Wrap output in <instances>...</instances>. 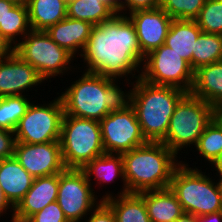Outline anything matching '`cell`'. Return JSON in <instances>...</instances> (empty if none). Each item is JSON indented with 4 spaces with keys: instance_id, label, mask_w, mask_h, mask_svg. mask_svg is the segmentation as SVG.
<instances>
[{
    "instance_id": "23",
    "label": "cell",
    "mask_w": 222,
    "mask_h": 222,
    "mask_svg": "<svg viewBox=\"0 0 222 222\" xmlns=\"http://www.w3.org/2000/svg\"><path fill=\"white\" fill-rule=\"evenodd\" d=\"M202 30L195 20L173 19L164 44L173 49L192 68V53L194 52L195 41Z\"/></svg>"
},
{
    "instance_id": "32",
    "label": "cell",
    "mask_w": 222,
    "mask_h": 222,
    "mask_svg": "<svg viewBox=\"0 0 222 222\" xmlns=\"http://www.w3.org/2000/svg\"><path fill=\"white\" fill-rule=\"evenodd\" d=\"M26 222H69L64 212L54 201L45 206L41 211L32 215Z\"/></svg>"
},
{
    "instance_id": "24",
    "label": "cell",
    "mask_w": 222,
    "mask_h": 222,
    "mask_svg": "<svg viewBox=\"0 0 222 222\" xmlns=\"http://www.w3.org/2000/svg\"><path fill=\"white\" fill-rule=\"evenodd\" d=\"M29 23L32 30L46 31L67 17V0H30Z\"/></svg>"
},
{
    "instance_id": "38",
    "label": "cell",
    "mask_w": 222,
    "mask_h": 222,
    "mask_svg": "<svg viewBox=\"0 0 222 222\" xmlns=\"http://www.w3.org/2000/svg\"><path fill=\"white\" fill-rule=\"evenodd\" d=\"M14 52V47L11 43L0 33V60L10 56Z\"/></svg>"
},
{
    "instance_id": "40",
    "label": "cell",
    "mask_w": 222,
    "mask_h": 222,
    "mask_svg": "<svg viewBox=\"0 0 222 222\" xmlns=\"http://www.w3.org/2000/svg\"><path fill=\"white\" fill-rule=\"evenodd\" d=\"M197 222H222V211L203 216H197Z\"/></svg>"
},
{
    "instance_id": "31",
    "label": "cell",
    "mask_w": 222,
    "mask_h": 222,
    "mask_svg": "<svg viewBox=\"0 0 222 222\" xmlns=\"http://www.w3.org/2000/svg\"><path fill=\"white\" fill-rule=\"evenodd\" d=\"M206 0H161L162 8L172 19L195 20Z\"/></svg>"
},
{
    "instance_id": "34",
    "label": "cell",
    "mask_w": 222,
    "mask_h": 222,
    "mask_svg": "<svg viewBox=\"0 0 222 222\" xmlns=\"http://www.w3.org/2000/svg\"><path fill=\"white\" fill-rule=\"evenodd\" d=\"M15 143L14 132L0 129V160L14 156Z\"/></svg>"
},
{
    "instance_id": "33",
    "label": "cell",
    "mask_w": 222,
    "mask_h": 222,
    "mask_svg": "<svg viewBox=\"0 0 222 222\" xmlns=\"http://www.w3.org/2000/svg\"><path fill=\"white\" fill-rule=\"evenodd\" d=\"M88 216H86L83 221L85 220V222H116V218L112 209L104 201H101L92 210V212L89 213Z\"/></svg>"
},
{
    "instance_id": "30",
    "label": "cell",
    "mask_w": 222,
    "mask_h": 222,
    "mask_svg": "<svg viewBox=\"0 0 222 222\" xmlns=\"http://www.w3.org/2000/svg\"><path fill=\"white\" fill-rule=\"evenodd\" d=\"M195 21L202 32L222 35V0H206Z\"/></svg>"
},
{
    "instance_id": "1",
    "label": "cell",
    "mask_w": 222,
    "mask_h": 222,
    "mask_svg": "<svg viewBox=\"0 0 222 222\" xmlns=\"http://www.w3.org/2000/svg\"><path fill=\"white\" fill-rule=\"evenodd\" d=\"M79 58L87 65L84 71L113 80L125 78L129 86L134 83L131 79L140 77L145 55L130 18L116 14L111 20L93 26Z\"/></svg>"
},
{
    "instance_id": "5",
    "label": "cell",
    "mask_w": 222,
    "mask_h": 222,
    "mask_svg": "<svg viewBox=\"0 0 222 222\" xmlns=\"http://www.w3.org/2000/svg\"><path fill=\"white\" fill-rule=\"evenodd\" d=\"M206 174V171L202 172L195 166L192 168L185 161L175 168L169 187L184 213L203 216L222 211V193L218 182Z\"/></svg>"
},
{
    "instance_id": "46",
    "label": "cell",
    "mask_w": 222,
    "mask_h": 222,
    "mask_svg": "<svg viewBox=\"0 0 222 222\" xmlns=\"http://www.w3.org/2000/svg\"><path fill=\"white\" fill-rule=\"evenodd\" d=\"M100 1H102V2H104V3H108V4H109V0H100Z\"/></svg>"
},
{
    "instance_id": "21",
    "label": "cell",
    "mask_w": 222,
    "mask_h": 222,
    "mask_svg": "<svg viewBox=\"0 0 222 222\" xmlns=\"http://www.w3.org/2000/svg\"><path fill=\"white\" fill-rule=\"evenodd\" d=\"M138 194L144 199L151 222H174L184 213L170 187Z\"/></svg>"
},
{
    "instance_id": "6",
    "label": "cell",
    "mask_w": 222,
    "mask_h": 222,
    "mask_svg": "<svg viewBox=\"0 0 222 222\" xmlns=\"http://www.w3.org/2000/svg\"><path fill=\"white\" fill-rule=\"evenodd\" d=\"M59 142L65 168L82 169L105 153L100 122L96 120L64 114Z\"/></svg>"
},
{
    "instance_id": "20",
    "label": "cell",
    "mask_w": 222,
    "mask_h": 222,
    "mask_svg": "<svg viewBox=\"0 0 222 222\" xmlns=\"http://www.w3.org/2000/svg\"><path fill=\"white\" fill-rule=\"evenodd\" d=\"M82 170L86 174L87 180L91 186L95 183L96 185L98 184L99 187L104 186L102 184L108 185L111 182L115 183V178L117 180V178L120 177L123 182V187L122 189L120 188L121 191L117 193V196L128 193L124 178L123 158L121 154L104 153L103 155H100L88 162ZM92 178L95 179L94 181L96 182H91L93 181Z\"/></svg>"
},
{
    "instance_id": "15",
    "label": "cell",
    "mask_w": 222,
    "mask_h": 222,
    "mask_svg": "<svg viewBox=\"0 0 222 222\" xmlns=\"http://www.w3.org/2000/svg\"><path fill=\"white\" fill-rule=\"evenodd\" d=\"M127 16L135 26L138 43L145 56L164 44L173 19L162 8L137 10Z\"/></svg>"
},
{
    "instance_id": "13",
    "label": "cell",
    "mask_w": 222,
    "mask_h": 222,
    "mask_svg": "<svg viewBox=\"0 0 222 222\" xmlns=\"http://www.w3.org/2000/svg\"><path fill=\"white\" fill-rule=\"evenodd\" d=\"M13 157L34 178L59 174L65 169L59 141L41 144L16 142Z\"/></svg>"
},
{
    "instance_id": "44",
    "label": "cell",
    "mask_w": 222,
    "mask_h": 222,
    "mask_svg": "<svg viewBox=\"0 0 222 222\" xmlns=\"http://www.w3.org/2000/svg\"><path fill=\"white\" fill-rule=\"evenodd\" d=\"M11 2H13L16 5H28L30 0H9Z\"/></svg>"
},
{
    "instance_id": "35",
    "label": "cell",
    "mask_w": 222,
    "mask_h": 222,
    "mask_svg": "<svg viewBox=\"0 0 222 222\" xmlns=\"http://www.w3.org/2000/svg\"><path fill=\"white\" fill-rule=\"evenodd\" d=\"M161 0H127V13L137 10H151L159 8Z\"/></svg>"
},
{
    "instance_id": "41",
    "label": "cell",
    "mask_w": 222,
    "mask_h": 222,
    "mask_svg": "<svg viewBox=\"0 0 222 222\" xmlns=\"http://www.w3.org/2000/svg\"><path fill=\"white\" fill-rule=\"evenodd\" d=\"M211 168H213L215 171H217L214 173V174H216V176H222V153L211 164Z\"/></svg>"
},
{
    "instance_id": "43",
    "label": "cell",
    "mask_w": 222,
    "mask_h": 222,
    "mask_svg": "<svg viewBox=\"0 0 222 222\" xmlns=\"http://www.w3.org/2000/svg\"><path fill=\"white\" fill-rule=\"evenodd\" d=\"M214 120L222 127V105L214 107Z\"/></svg>"
},
{
    "instance_id": "37",
    "label": "cell",
    "mask_w": 222,
    "mask_h": 222,
    "mask_svg": "<svg viewBox=\"0 0 222 222\" xmlns=\"http://www.w3.org/2000/svg\"><path fill=\"white\" fill-rule=\"evenodd\" d=\"M15 5L9 0H0V28H5L6 15Z\"/></svg>"
},
{
    "instance_id": "39",
    "label": "cell",
    "mask_w": 222,
    "mask_h": 222,
    "mask_svg": "<svg viewBox=\"0 0 222 222\" xmlns=\"http://www.w3.org/2000/svg\"><path fill=\"white\" fill-rule=\"evenodd\" d=\"M109 5L116 14L127 16V0H109Z\"/></svg>"
},
{
    "instance_id": "4",
    "label": "cell",
    "mask_w": 222,
    "mask_h": 222,
    "mask_svg": "<svg viewBox=\"0 0 222 222\" xmlns=\"http://www.w3.org/2000/svg\"><path fill=\"white\" fill-rule=\"evenodd\" d=\"M130 104L148 142H161L179 100L187 93L182 89L134 80Z\"/></svg>"
},
{
    "instance_id": "3",
    "label": "cell",
    "mask_w": 222,
    "mask_h": 222,
    "mask_svg": "<svg viewBox=\"0 0 222 222\" xmlns=\"http://www.w3.org/2000/svg\"><path fill=\"white\" fill-rule=\"evenodd\" d=\"M121 155L128 193L168 188L182 162L162 142H148Z\"/></svg>"
},
{
    "instance_id": "9",
    "label": "cell",
    "mask_w": 222,
    "mask_h": 222,
    "mask_svg": "<svg viewBox=\"0 0 222 222\" xmlns=\"http://www.w3.org/2000/svg\"><path fill=\"white\" fill-rule=\"evenodd\" d=\"M32 101L26 114L19 120L15 130L16 142L41 144L59 141L64 106L61 97H55L48 103ZM45 102V103H44Z\"/></svg>"
},
{
    "instance_id": "29",
    "label": "cell",
    "mask_w": 222,
    "mask_h": 222,
    "mask_svg": "<svg viewBox=\"0 0 222 222\" xmlns=\"http://www.w3.org/2000/svg\"><path fill=\"white\" fill-rule=\"evenodd\" d=\"M195 151L204 159L212 164L215 159L222 153V127L213 119L198 139Z\"/></svg>"
},
{
    "instance_id": "27",
    "label": "cell",
    "mask_w": 222,
    "mask_h": 222,
    "mask_svg": "<svg viewBox=\"0 0 222 222\" xmlns=\"http://www.w3.org/2000/svg\"><path fill=\"white\" fill-rule=\"evenodd\" d=\"M26 95L0 97V129L14 132L32 101Z\"/></svg>"
},
{
    "instance_id": "18",
    "label": "cell",
    "mask_w": 222,
    "mask_h": 222,
    "mask_svg": "<svg viewBox=\"0 0 222 222\" xmlns=\"http://www.w3.org/2000/svg\"><path fill=\"white\" fill-rule=\"evenodd\" d=\"M34 179L14 157L0 160V186L14 208L31 188Z\"/></svg>"
},
{
    "instance_id": "8",
    "label": "cell",
    "mask_w": 222,
    "mask_h": 222,
    "mask_svg": "<svg viewBox=\"0 0 222 222\" xmlns=\"http://www.w3.org/2000/svg\"><path fill=\"white\" fill-rule=\"evenodd\" d=\"M14 52L35 68L46 81L49 79L51 82V78L56 76H66L67 73L70 74L69 70L76 69L71 64L75 57L54 42L46 31L31 29L14 47Z\"/></svg>"
},
{
    "instance_id": "17",
    "label": "cell",
    "mask_w": 222,
    "mask_h": 222,
    "mask_svg": "<svg viewBox=\"0 0 222 222\" xmlns=\"http://www.w3.org/2000/svg\"><path fill=\"white\" fill-rule=\"evenodd\" d=\"M93 26L89 22L66 17L52 25L46 32L60 47L66 49L74 57H78L91 35Z\"/></svg>"
},
{
    "instance_id": "45",
    "label": "cell",
    "mask_w": 222,
    "mask_h": 222,
    "mask_svg": "<svg viewBox=\"0 0 222 222\" xmlns=\"http://www.w3.org/2000/svg\"><path fill=\"white\" fill-rule=\"evenodd\" d=\"M215 179H217L220 191L222 193V176H218V178L215 176Z\"/></svg>"
},
{
    "instance_id": "11",
    "label": "cell",
    "mask_w": 222,
    "mask_h": 222,
    "mask_svg": "<svg viewBox=\"0 0 222 222\" xmlns=\"http://www.w3.org/2000/svg\"><path fill=\"white\" fill-rule=\"evenodd\" d=\"M97 196L82 169L65 168L59 173L57 203L69 222H83L101 202Z\"/></svg>"
},
{
    "instance_id": "25",
    "label": "cell",
    "mask_w": 222,
    "mask_h": 222,
    "mask_svg": "<svg viewBox=\"0 0 222 222\" xmlns=\"http://www.w3.org/2000/svg\"><path fill=\"white\" fill-rule=\"evenodd\" d=\"M116 12L108 3L100 0H67V17L93 25L111 20Z\"/></svg>"
},
{
    "instance_id": "16",
    "label": "cell",
    "mask_w": 222,
    "mask_h": 222,
    "mask_svg": "<svg viewBox=\"0 0 222 222\" xmlns=\"http://www.w3.org/2000/svg\"><path fill=\"white\" fill-rule=\"evenodd\" d=\"M59 174L36 177L24 198L14 208L13 222H26L48 204L57 201Z\"/></svg>"
},
{
    "instance_id": "2",
    "label": "cell",
    "mask_w": 222,
    "mask_h": 222,
    "mask_svg": "<svg viewBox=\"0 0 222 222\" xmlns=\"http://www.w3.org/2000/svg\"><path fill=\"white\" fill-rule=\"evenodd\" d=\"M118 82L83 71L65 91L57 93L63 102L64 114L100 122L111 111L124 110L130 105L131 89L123 91Z\"/></svg>"
},
{
    "instance_id": "28",
    "label": "cell",
    "mask_w": 222,
    "mask_h": 222,
    "mask_svg": "<svg viewBox=\"0 0 222 222\" xmlns=\"http://www.w3.org/2000/svg\"><path fill=\"white\" fill-rule=\"evenodd\" d=\"M30 30L28 7L26 5H15L7 13L5 28H0V33L15 47Z\"/></svg>"
},
{
    "instance_id": "36",
    "label": "cell",
    "mask_w": 222,
    "mask_h": 222,
    "mask_svg": "<svg viewBox=\"0 0 222 222\" xmlns=\"http://www.w3.org/2000/svg\"><path fill=\"white\" fill-rule=\"evenodd\" d=\"M11 209V210H9ZM7 210L8 212H12L11 215V220H9L10 222H13V218H14V207L10 204V202L6 199L4 193H3V190H2V187L0 186V218L1 216H3L4 214H8L7 213Z\"/></svg>"
},
{
    "instance_id": "26",
    "label": "cell",
    "mask_w": 222,
    "mask_h": 222,
    "mask_svg": "<svg viewBox=\"0 0 222 222\" xmlns=\"http://www.w3.org/2000/svg\"><path fill=\"white\" fill-rule=\"evenodd\" d=\"M222 61V35L201 32L192 53V69Z\"/></svg>"
},
{
    "instance_id": "7",
    "label": "cell",
    "mask_w": 222,
    "mask_h": 222,
    "mask_svg": "<svg viewBox=\"0 0 222 222\" xmlns=\"http://www.w3.org/2000/svg\"><path fill=\"white\" fill-rule=\"evenodd\" d=\"M213 119L214 108L210 104L186 93L177 103L166 137L161 142L177 156L181 150L185 151V147L196 146L204 129Z\"/></svg>"
},
{
    "instance_id": "10",
    "label": "cell",
    "mask_w": 222,
    "mask_h": 222,
    "mask_svg": "<svg viewBox=\"0 0 222 222\" xmlns=\"http://www.w3.org/2000/svg\"><path fill=\"white\" fill-rule=\"evenodd\" d=\"M140 78L154 85L172 86L190 93L194 70L172 48L162 44L145 56Z\"/></svg>"
},
{
    "instance_id": "12",
    "label": "cell",
    "mask_w": 222,
    "mask_h": 222,
    "mask_svg": "<svg viewBox=\"0 0 222 222\" xmlns=\"http://www.w3.org/2000/svg\"><path fill=\"white\" fill-rule=\"evenodd\" d=\"M100 127L105 153L123 154L148 143L131 104L111 111L100 121Z\"/></svg>"
},
{
    "instance_id": "22",
    "label": "cell",
    "mask_w": 222,
    "mask_h": 222,
    "mask_svg": "<svg viewBox=\"0 0 222 222\" xmlns=\"http://www.w3.org/2000/svg\"><path fill=\"white\" fill-rule=\"evenodd\" d=\"M107 192L100 197V201L112 209L116 222H151L144 199L138 193L117 196L113 192Z\"/></svg>"
},
{
    "instance_id": "19",
    "label": "cell",
    "mask_w": 222,
    "mask_h": 222,
    "mask_svg": "<svg viewBox=\"0 0 222 222\" xmlns=\"http://www.w3.org/2000/svg\"><path fill=\"white\" fill-rule=\"evenodd\" d=\"M190 93L213 108L222 105V61L204 65L195 70Z\"/></svg>"
},
{
    "instance_id": "42",
    "label": "cell",
    "mask_w": 222,
    "mask_h": 222,
    "mask_svg": "<svg viewBox=\"0 0 222 222\" xmlns=\"http://www.w3.org/2000/svg\"><path fill=\"white\" fill-rule=\"evenodd\" d=\"M174 222H197V216L188 213H183Z\"/></svg>"
},
{
    "instance_id": "14",
    "label": "cell",
    "mask_w": 222,
    "mask_h": 222,
    "mask_svg": "<svg viewBox=\"0 0 222 222\" xmlns=\"http://www.w3.org/2000/svg\"><path fill=\"white\" fill-rule=\"evenodd\" d=\"M44 82L46 83L37 70L15 52L0 60V97L30 96L27 92H32Z\"/></svg>"
}]
</instances>
